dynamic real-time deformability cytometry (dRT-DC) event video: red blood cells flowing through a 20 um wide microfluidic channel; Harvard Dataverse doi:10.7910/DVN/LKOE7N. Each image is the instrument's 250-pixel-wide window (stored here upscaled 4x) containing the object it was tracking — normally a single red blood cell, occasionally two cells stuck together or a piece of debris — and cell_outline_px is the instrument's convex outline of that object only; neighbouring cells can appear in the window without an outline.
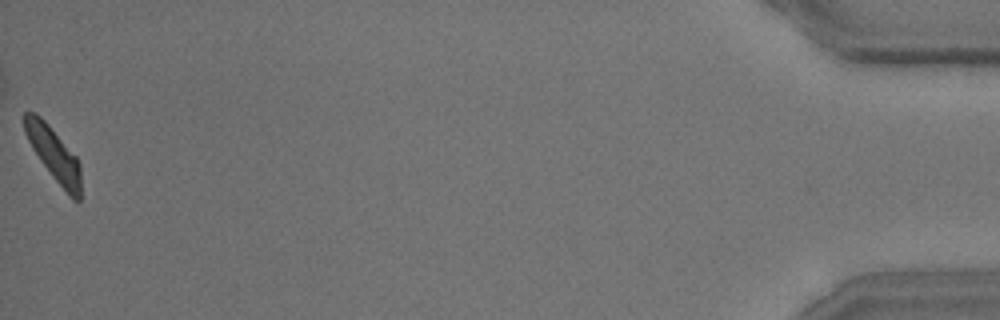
{"species": "common noctule bat (a hibernating species)", "species_latin": "Nyctalus noctula", "temperature_condition": "room temperature", "stored_images_in_passage": 55, "camera_frame_rate_fps": 3000, "um_per_image_px": 0.085, "animal": {"sex": "male", "body_mass_g": 15.6}, "frame": {"image": 1, "passage_image": 55, "time_ms": 18.0, "image_size_px": [1000, 320], "cell_outline_px": [[80, 200], [72, 200], [68, 196], [52, 176], [40, 160], [32, 148], [24, 132], [24, 112], [36, 112], [48, 124], [76, 156], [80, 164]], "centroid_in_image_um": [4.57, 13.11], "position_along_channel_um": 430.6, "area_um2": 17.46}, "authors_computed_cell_mechanics": {"area_um2": 18.5538, "velocity_mm_per_s": 3.6655, "shape_relaxation_time_tau1_ms": 3.5101, "shape_relaxation_time_tau2_ms": 3.9424, "deformation_change_tau1": 0.1455, "deformation_change_tau2": 0.0699}}